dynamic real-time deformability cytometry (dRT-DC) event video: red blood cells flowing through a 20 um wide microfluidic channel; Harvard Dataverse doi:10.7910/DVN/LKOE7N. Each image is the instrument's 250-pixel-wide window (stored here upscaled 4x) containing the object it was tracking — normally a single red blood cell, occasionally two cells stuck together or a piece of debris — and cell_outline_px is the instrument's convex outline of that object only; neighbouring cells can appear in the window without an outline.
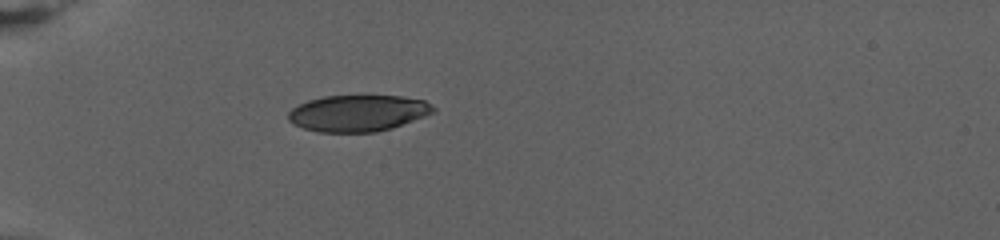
{"species": "human", "species_latin": "Homo sapiens", "temperature_condition": "warm", "stored_images_in_passage": 53, "camera_frame_rate_fps": 3000, "um_per_image_px": 0.085, "donor": {"sex": "female"}, "frame": {"image": 1, "passage_image": 1, "time_ms": 0.0, "image_size_px": [1000, 240], "cell_outline_px": [[436, 112], [392, 128], [376, 132], [316, 132], [292, 124], [288, 120], [288, 112], [292, 108], [308, 100], [324, 96], [400, 96], [424, 100], [436, 108]], "centroid_in_image_um": [30.42, 9.62], "position_along_channel_um": 54.6, "area_um2": 30.87}}
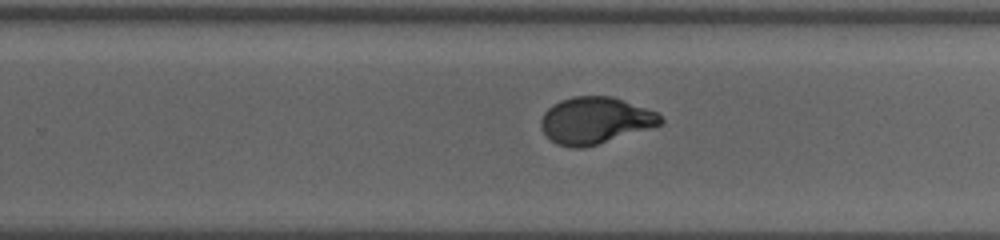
{"frame": {"image": 2, "passage_image": 28, "time_ms": 9.0, "image_size_px": [1000, 240], "cell_outline_px": [[664, 120], [660, 124], [596, 144], [580, 148], [572, 148], [556, 144], [540, 128], [540, 120], [544, 112], [552, 104], [560, 100], [572, 96], [612, 96], [656, 112]], "centroid_in_image_um": [50.52, 10.22], "position_along_channel_um": 279.3, "area_um2": 32.02}}
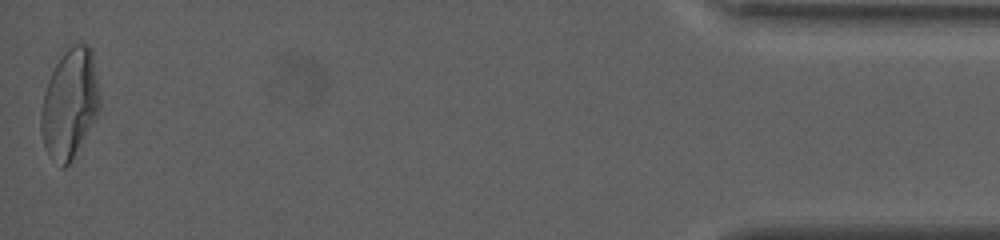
{"frame": {"image": 3, "passage_image": 53, "time_ms": 17.333, "image_size_px": [1000, 240], "cell_outline_px": [[100, 108], [68, 164], [64, 168], [60, 168], [48, 156], [44, 144], [40, 128], [40, 112], [44, 92], [48, 80], [56, 64], [64, 52], [72, 44], [88, 44], [92, 48], [100, 96]], "centroid_in_image_um": [5.91, 8.78], "position_along_channel_um": 429.3, "area_um2": 37.11}, "authors_computed_cell_mechanics": {"area_um2": 32.8304, "velocity_mm_per_s": 2.7387, "shape_relaxation_time_tau1_ms": 7.7669, "shape_relaxation_time_tau2_ms": null, "deformation_change_tau1": 0.2441, "deformation_change_tau2": null}}